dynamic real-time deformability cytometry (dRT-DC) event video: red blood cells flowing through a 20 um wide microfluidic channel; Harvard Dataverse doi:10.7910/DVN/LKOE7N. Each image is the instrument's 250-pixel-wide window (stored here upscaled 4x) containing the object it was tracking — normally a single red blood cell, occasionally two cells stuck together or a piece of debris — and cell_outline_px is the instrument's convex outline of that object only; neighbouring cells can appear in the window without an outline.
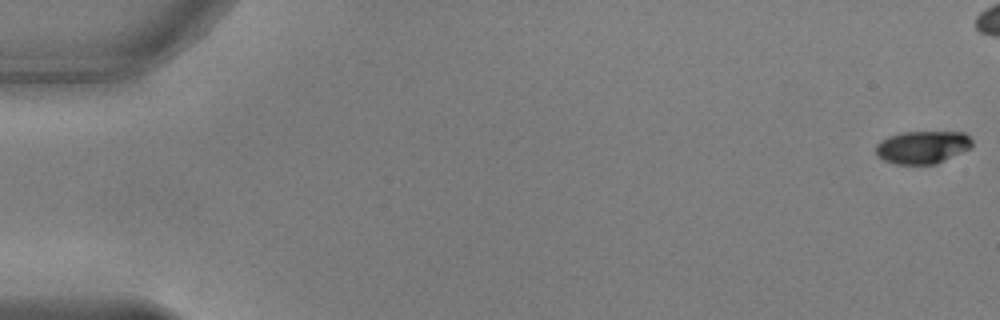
{"species": "common noctule bat (a hibernating species)", "species_latin": "Nyctalus noctula", "temperature_condition": "warm", "stored_images_in_passage": 17, "camera_frame_rate_fps": 3000, "um_per_image_px": 0.085, "animal": {"sex": "male", "body_mass_g": 17.9, "forearm_length_mm": 54.2}, "frame": {"image": 1, "passage_image": 1, "time_ms": 0.0, "image_size_px": [1000, 320], "cell_outline_px": [[972, 148], [936, 164], [896, 164], [884, 160], [876, 152], [876, 144], [880, 140], [888, 136], [900, 132], [964, 132], [972, 140]], "centroid_in_image_um": [78.42, 12.5], "position_along_channel_um": 6.6, "area_um2": 18.44}}